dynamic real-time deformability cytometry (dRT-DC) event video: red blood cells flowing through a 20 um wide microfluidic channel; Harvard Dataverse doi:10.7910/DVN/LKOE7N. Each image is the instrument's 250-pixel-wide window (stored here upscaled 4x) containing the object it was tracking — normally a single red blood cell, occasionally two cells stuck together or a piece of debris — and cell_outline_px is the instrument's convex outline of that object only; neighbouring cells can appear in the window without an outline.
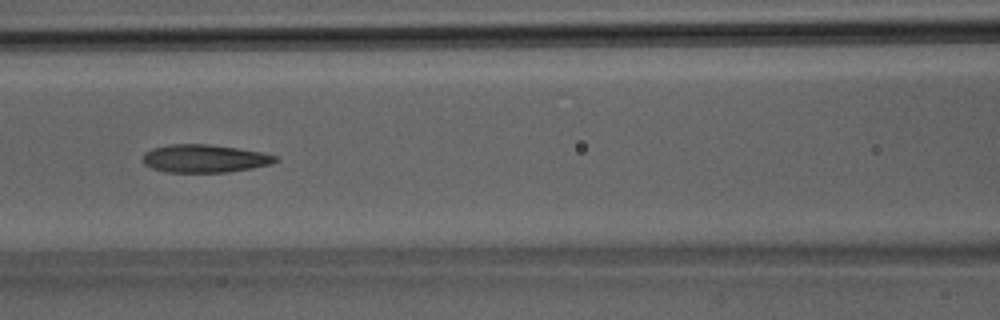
{"species": "Egyptian fruit bat (a non-hibernating species)", "species_latin": "Rousettus aegyptiacus", "temperature_condition": "room temperature", "stored_images_in_passage": 39, "camera_frame_rate_fps": 3000, "um_per_image_px": 0.085, "animal": {"sex": "male"}, "frame": {"image": 1, "passage_image": 17, "time_ms": 5.333, "image_size_px": [1000, 320], "cell_outline_px": [[280, 160], [272, 164], [252, 168], [228, 172], [168, 172], [152, 168], [144, 164], [144, 152], [152, 148], [168, 144], [208, 144], [236, 148], [260, 152], [276, 156]], "centroid_in_image_um": [17.39, 13.47], "position_along_channel_um": 149.2, "area_um2": 21.56}}
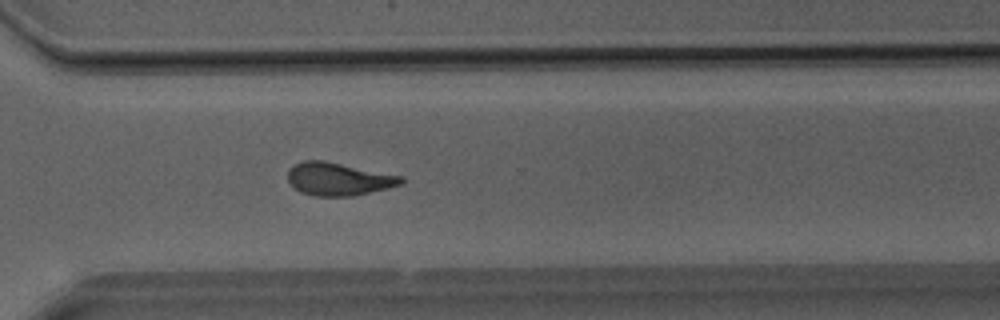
{"frame": {"image": 2, "passage_image": 28, "time_ms": 9.0, "image_size_px": [1000, 320], "cell_outline_px": [[404, 180], [400, 184], [388, 188], [352, 196], [316, 196], [300, 192], [288, 180], [288, 168], [292, 164], [304, 160], [324, 160], [404, 176]], "centroid_in_image_um": [28.76, 15.2], "position_along_channel_um": 341.8, "area_um2": 21.79}}